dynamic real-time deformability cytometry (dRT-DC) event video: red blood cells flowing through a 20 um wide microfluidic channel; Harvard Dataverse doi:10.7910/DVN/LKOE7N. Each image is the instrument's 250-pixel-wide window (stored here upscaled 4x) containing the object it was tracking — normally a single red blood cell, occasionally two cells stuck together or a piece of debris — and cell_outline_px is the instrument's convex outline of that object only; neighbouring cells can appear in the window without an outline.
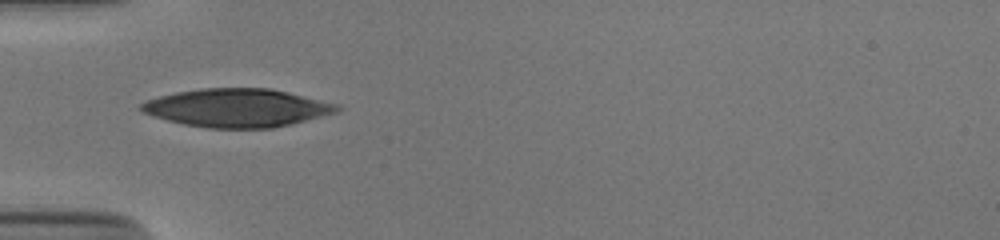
{"species": "human", "species_latin": "Homo sapiens", "temperature_condition": "cold", "stored_images_in_passage": 19, "camera_frame_rate_fps": 3000, "um_per_image_px": 0.085, "donor": {"sex": "male"}, "frame": {"image": 1, "passage_image": 1, "time_ms": 0.0, "image_size_px": [1000, 240], "cell_outline_px": [[340, 112], [292, 124], [272, 128], [208, 128], [184, 124], [152, 116], [144, 112], [140, 108], [140, 104], [148, 100], [160, 96], [176, 92], [200, 88], [272, 88], [340, 104]], "centroid_in_image_um": [20.22, 9.17], "position_along_channel_um": 64.8, "area_um2": 43.87}}
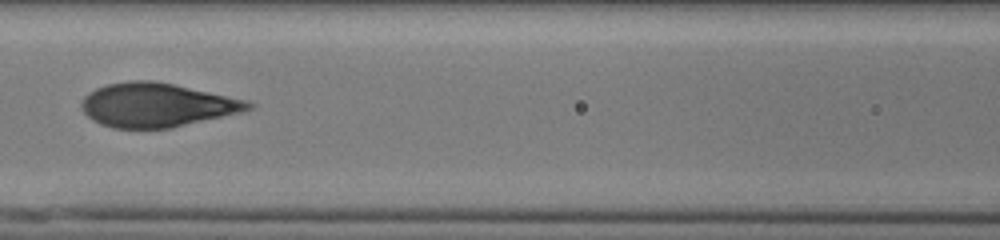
{"frame": {"image": 2, "passage_image": 8, "time_ms": 2.333, "image_size_px": [1000, 240], "cell_outline_px": [[256, 104], [252, 108], [240, 112], [172, 128], [112, 128], [100, 124], [92, 120], [80, 108], [80, 104], [84, 96], [88, 92], [96, 88], [108, 84], [128, 80], [152, 80], [172, 84], [248, 100]], "centroid_in_image_um": [13.29, 8.93], "position_along_channel_um": 153.3, "area_um2": 42.66}}
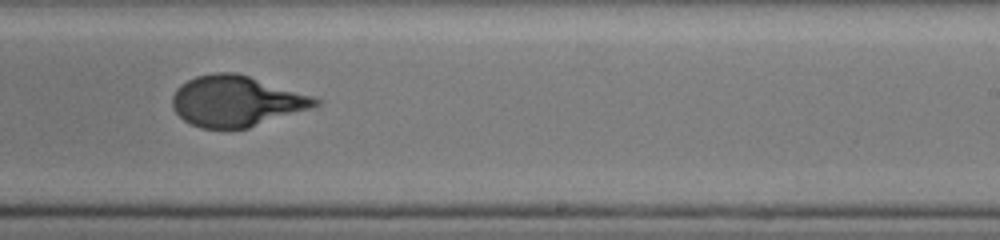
{"frame": {"image": 3, "passage_image": 17, "time_ms": 5.333, "image_size_px": [1000, 240], "cell_outline_px": [[320, 104], [248, 128], [200, 128], [184, 120], [172, 108], [172, 96], [176, 88], [180, 84], [196, 76], [212, 72], [236, 72], [312, 96], [320, 100]], "centroid_in_image_um": [20.01, 8.58], "position_along_channel_um": 269.0, "area_um2": 41.73}}